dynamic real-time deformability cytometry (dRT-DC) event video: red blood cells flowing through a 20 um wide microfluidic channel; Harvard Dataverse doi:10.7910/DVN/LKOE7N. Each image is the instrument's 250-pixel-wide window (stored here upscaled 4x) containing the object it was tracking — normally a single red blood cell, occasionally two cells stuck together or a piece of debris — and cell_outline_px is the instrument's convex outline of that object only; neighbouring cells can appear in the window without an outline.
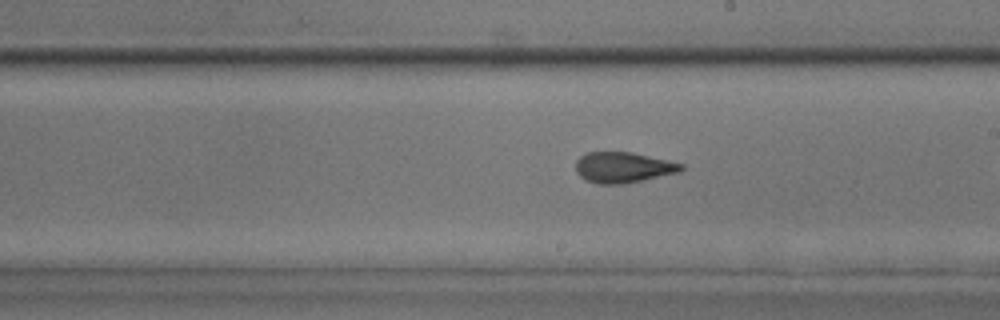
{"species": "common noctule bat (a hibernating species)", "species_latin": "Nyctalus noctula", "temperature_condition": "room temperature", "stored_images_in_passage": 40, "camera_frame_rate_fps": 3000, "um_per_image_px": 0.085, "animal": {"sex": "male", "body_mass_g": 17.9, "forearm_length_mm": 54.2}, "frame": {"image": 1, "passage_image": 29, "time_ms": 9.333, "image_size_px": [1000, 320], "cell_outline_px": [[684, 168], [680, 172], [624, 184], [596, 184], [584, 180], [576, 172], [576, 160], [580, 156], [588, 152], [632, 152], [668, 160], [684, 164]], "centroid_in_image_um": [52.96, 14.23], "position_along_channel_um": 236.0, "area_um2": 19.02}}